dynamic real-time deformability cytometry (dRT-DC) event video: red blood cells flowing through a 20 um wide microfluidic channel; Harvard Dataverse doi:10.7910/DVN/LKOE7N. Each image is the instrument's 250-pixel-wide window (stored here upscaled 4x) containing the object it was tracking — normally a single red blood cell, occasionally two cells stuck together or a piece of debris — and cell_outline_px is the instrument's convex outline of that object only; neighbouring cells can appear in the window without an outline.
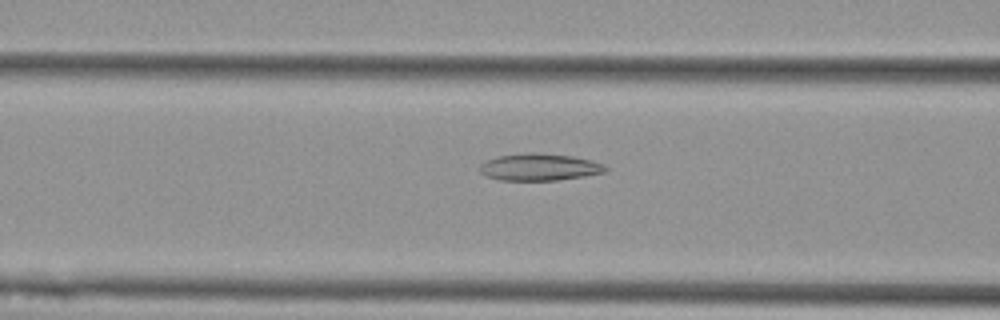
{"species": "Egyptian fruit bat (a non-hibernating species)", "species_latin": "Rousettus aegyptiacus", "temperature_condition": "cold", "stored_images_in_passage": 56, "camera_frame_rate_fps": 3000, "um_per_image_px": 0.085, "animal": {"sex": "female"}, "frame": {"image": 1, "passage_image": 22, "time_ms": 7.0, "image_size_px": [1000, 320], "cell_outline_px": [[608, 168], [604, 172], [584, 176], [556, 180], [500, 180], [488, 176], [480, 172], [480, 164], [484, 160], [496, 156], [528, 152], [540, 152], [572, 156], [592, 160], [604, 164]], "centroid_in_image_um": [45.83, 14.18], "position_along_channel_um": 120.8, "area_um2": 19.94}}
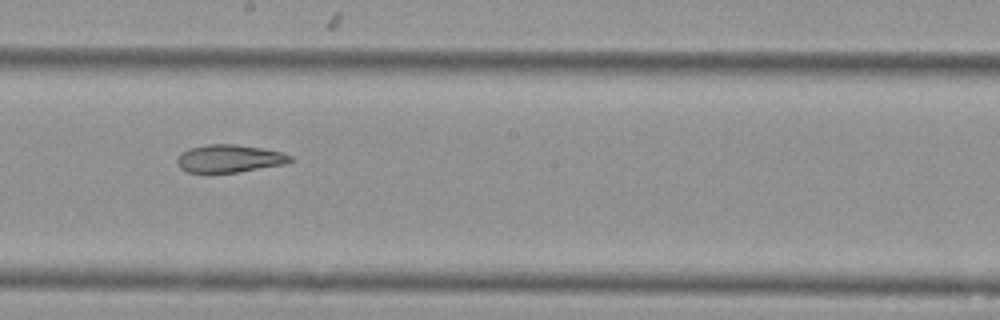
{"frame": {"image": 2, "passage_image": 31, "time_ms": 10.0, "image_size_px": [1000, 320], "cell_outline_px": [[296, 160], [284, 164], [236, 172], [188, 172], [180, 168], [176, 160], [180, 152], [188, 148], [208, 144], [236, 144], [260, 148], [280, 152], [292, 156]], "centroid_in_image_um": [19.48, 13.46], "position_along_channel_um": 228.7, "area_um2": 18.21}}
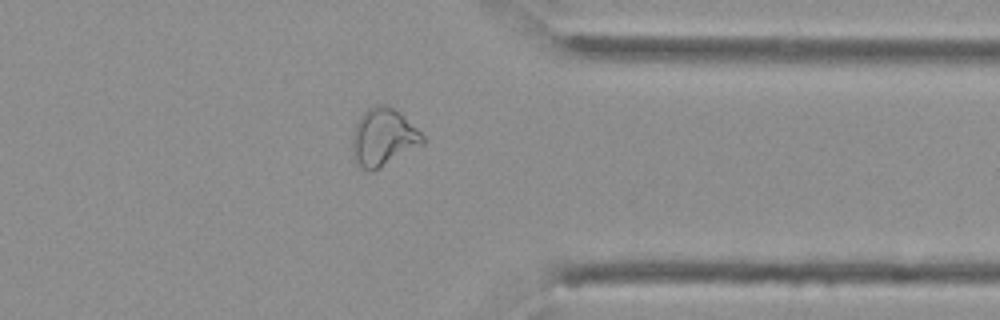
{"frame": {"image": 3, "passage_image": 44, "time_ms": 14.333, "image_size_px": [1000, 320], "cell_outline_px": [[424, 144], [372, 172], [368, 172], [356, 164], [352, 160], [352, 136], [356, 124], [360, 116], [368, 108], [376, 104], [384, 104], [400, 112], [424, 136]], "centroid_in_image_um": [32.55, 11.69], "position_along_channel_um": 378.9, "area_um2": 23.76}, "authors_computed_cell_mechanics": {"area_um2": 24.0448, "velocity_mm_per_s": 3.6105, "shape_relaxation_time_tau1_ms": null, "shape_relaxation_time_tau2_ms": 4.6482, "deformation_change_tau1": null, "deformation_change_tau2": 0.1078}}